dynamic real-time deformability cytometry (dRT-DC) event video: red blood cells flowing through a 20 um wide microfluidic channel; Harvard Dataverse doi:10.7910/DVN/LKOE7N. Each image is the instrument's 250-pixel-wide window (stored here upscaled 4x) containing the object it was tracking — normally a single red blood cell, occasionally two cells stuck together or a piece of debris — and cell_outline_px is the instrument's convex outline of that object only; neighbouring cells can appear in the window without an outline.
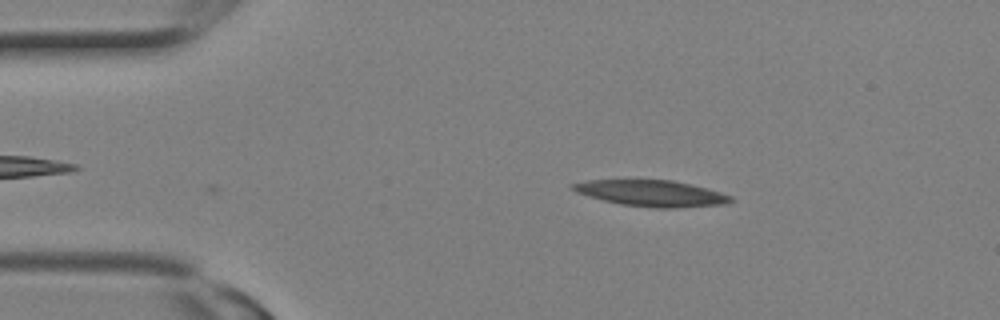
{"species": "Egyptian fruit bat (a non-hibernating species)", "species_latin": "Rousettus aegyptiacus", "temperature_condition": "room temperature", "stored_images_in_passage": 4, "camera_frame_rate_fps": 3000, "um_per_image_px": 0.085, "animal": {"sex": "female"}, "frame": {"image": 1, "passage_image": 1, "time_ms": 0.0, "image_size_px": [1000, 320], "cell_outline_px": [[736, 200], [728, 204], [676, 208], [652, 208], [620, 204], [588, 196], [576, 192], [568, 188], [572, 184], [588, 180], [672, 180], [708, 188], [732, 196]], "centroid_in_image_um": [55.42, 16.44], "position_along_channel_um": 29.6, "area_um2": 24.28}}